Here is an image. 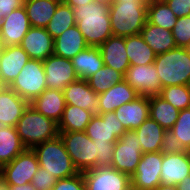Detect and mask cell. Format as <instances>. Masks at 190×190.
<instances>
[{"label": "cell", "instance_id": "obj_1", "mask_svg": "<svg viewBox=\"0 0 190 190\" xmlns=\"http://www.w3.org/2000/svg\"><path fill=\"white\" fill-rule=\"evenodd\" d=\"M76 26L81 31L88 46L99 47L113 36L109 5L96 0L73 8Z\"/></svg>", "mask_w": 190, "mask_h": 190}, {"label": "cell", "instance_id": "obj_2", "mask_svg": "<svg viewBox=\"0 0 190 190\" xmlns=\"http://www.w3.org/2000/svg\"><path fill=\"white\" fill-rule=\"evenodd\" d=\"M147 4L133 0L111 3L109 15L113 36L127 37L141 33L147 22Z\"/></svg>", "mask_w": 190, "mask_h": 190}, {"label": "cell", "instance_id": "obj_3", "mask_svg": "<svg viewBox=\"0 0 190 190\" xmlns=\"http://www.w3.org/2000/svg\"><path fill=\"white\" fill-rule=\"evenodd\" d=\"M16 131L27 149L59 135L58 123L36 111L30 104L15 126Z\"/></svg>", "mask_w": 190, "mask_h": 190}, {"label": "cell", "instance_id": "obj_4", "mask_svg": "<svg viewBox=\"0 0 190 190\" xmlns=\"http://www.w3.org/2000/svg\"><path fill=\"white\" fill-rule=\"evenodd\" d=\"M154 65L162 88L173 85H190V49L176 47L157 54Z\"/></svg>", "mask_w": 190, "mask_h": 190}, {"label": "cell", "instance_id": "obj_5", "mask_svg": "<svg viewBox=\"0 0 190 190\" xmlns=\"http://www.w3.org/2000/svg\"><path fill=\"white\" fill-rule=\"evenodd\" d=\"M32 150L37 157L39 166L45 168L46 172L58 179L68 178L80 173L73 164L59 135L36 145Z\"/></svg>", "mask_w": 190, "mask_h": 190}, {"label": "cell", "instance_id": "obj_6", "mask_svg": "<svg viewBox=\"0 0 190 190\" xmlns=\"http://www.w3.org/2000/svg\"><path fill=\"white\" fill-rule=\"evenodd\" d=\"M59 136L79 172L97 167V143L85 131L59 132Z\"/></svg>", "mask_w": 190, "mask_h": 190}, {"label": "cell", "instance_id": "obj_7", "mask_svg": "<svg viewBox=\"0 0 190 190\" xmlns=\"http://www.w3.org/2000/svg\"><path fill=\"white\" fill-rule=\"evenodd\" d=\"M141 157L142 148L137 133L134 130H127L115 142L111 167L131 178Z\"/></svg>", "mask_w": 190, "mask_h": 190}, {"label": "cell", "instance_id": "obj_8", "mask_svg": "<svg viewBox=\"0 0 190 190\" xmlns=\"http://www.w3.org/2000/svg\"><path fill=\"white\" fill-rule=\"evenodd\" d=\"M9 87L29 103L38 97L47 88L42 61L29 59Z\"/></svg>", "mask_w": 190, "mask_h": 190}, {"label": "cell", "instance_id": "obj_9", "mask_svg": "<svg viewBox=\"0 0 190 190\" xmlns=\"http://www.w3.org/2000/svg\"><path fill=\"white\" fill-rule=\"evenodd\" d=\"M86 190H128L131 178L111 166L95 167L82 172Z\"/></svg>", "mask_w": 190, "mask_h": 190}, {"label": "cell", "instance_id": "obj_10", "mask_svg": "<svg viewBox=\"0 0 190 190\" xmlns=\"http://www.w3.org/2000/svg\"><path fill=\"white\" fill-rule=\"evenodd\" d=\"M39 162L32 149H26L10 163L1 167L0 178L8 185L31 183Z\"/></svg>", "mask_w": 190, "mask_h": 190}, {"label": "cell", "instance_id": "obj_11", "mask_svg": "<svg viewBox=\"0 0 190 190\" xmlns=\"http://www.w3.org/2000/svg\"><path fill=\"white\" fill-rule=\"evenodd\" d=\"M124 80L136 90L139 96H156L161 94L162 86L153 64L130 65Z\"/></svg>", "mask_w": 190, "mask_h": 190}, {"label": "cell", "instance_id": "obj_12", "mask_svg": "<svg viewBox=\"0 0 190 190\" xmlns=\"http://www.w3.org/2000/svg\"><path fill=\"white\" fill-rule=\"evenodd\" d=\"M162 153H142L140 162L131 177V186L137 190H154L161 184Z\"/></svg>", "mask_w": 190, "mask_h": 190}, {"label": "cell", "instance_id": "obj_13", "mask_svg": "<svg viewBox=\"0 0 190 190\" xmlns=\"http://www.w3.org/2000/svg\"><path fill=\"white\" fill-rule=\"evenodd\" d=\"M127 130L114 112L94 115L86 127L85 133L93 142L115 143Z\"/></svg>", "mask_w": 190, "mask_h": 190}, {"label": "cell", "instance_id": "obj_14", "mask_svg": "<svg viewBox=\"0 0 190 190\" xmlns=\"http://www.w3.org/2000/svg\"><path fill=\"white\" fill-rule=\"evenodd\" d=\"M48 89L62 91L68 84L78 80L71 59L50 55L42 61Z\"/></svg>", "mask_w": 190, "mask_h": 190}, {"label": "cell", "instance_id": "obj_15", "mask_svg": "<svg viewBox=\"0 0 190 190\" xmlns=\"http://www.w3.org/2000/svg\"><path fill=\"white\" fill-rule=\"evenodd\" d=\"M30 28L31 24L24 6L15 9L3 19L0 30L3 46L20 45Z\"/></svg>", "mask_w": 190, "mask_h": 190}, {"label": "cell", "instance_id": "obj_16", "mask_svg": "<svg viewBox=\"0 0 190 190\" xmlns=\"http://www.w3.org/2000/svg\"><path fill=\"white\" fill-rule=\"evenodd\" d=\"M20 46L30 59L44 61L54 53V39L46 28L31 27L22 39Z\"/></svg>", "mask_w": 190, "mask_h": 190}, {"label": "cell", "instance_id": "obj_17", "mask_svg": "<svg viewBox=\"0 0 190 190\" xmlns=\"http://www.w3.org/2000/svg\"><path fill=\"white\" fill-rule=\"evenodd\" d=\"M190 152L162 154L161 184L174 185L190 175Z\"/></svg>", "mask_w": 190, "mask_h": 190}, {"label": "cell", "instance_id": "obj_18", "mask_svg": "<svg viewBox=\"0 0 190 190\" xmlns=\"http://www.w3.org/2000/svg\"><path fill=\"white\" fill-rule=\"evenodd\" d=\"M62 91L66 104L78 106L98 115L99 94L89 86L87 80L78 79L68 84Z\"/></svg>", "mask_w": 190, "mask_h": 190}, {"label": "cell", "instance_id": "obj_19", "mask_svg": "<svg viewBox=\"0 0 190 190\" xmlns=\"http://www.w3.org/2000/svg\"><path fill=\"white\" fill-rule=\"evenodd\" d=\"M29 59L28 54L20 45L3 47L0 54V76L8 87Z\"/></svg>", "mask_w": 190, "mask_h": 190}, {"label": "cell", "instance_id": "obj_20", "mask_svg": "<svg viewBox=\"0 0 190 190\" xmlns=\"http://www.w3.org/2000/svg\"><path fill=\"white\" fill-rule=\"evenodd\" d=\"M139 95L125 80L112 85L99 94L98 114L114 112L124 103L134 101Z\"/></svg>", "mask_w": 190, "mask_h": 190}, {"label": "cell", "instance_id": "obj_21", "mask_svg": "<svg viewBox=\"0 0 190 190\" xmlns=\"http://www.w3.org/2000/svg\"><path fill=\"white\" fill-rule=\"evenodd\" d=\"M29 102L10 87L0 92V128L15 127Z\"/></svg>", "mask_w": 190, "mask_h": 190}, {"label": "cell", "instance_id": "obj_22", "mask_svg": "<svg viewBox=\"0 0 190 190\" xmlns=\"http://www.w3.org/2000/svg\"><path fill=\"white\" fill-rule=\"evenodd\" d=\"M114 113L126 130H136L149 117V97L139 96L124 103Z\"/></svg>", "mask_w": 190, "mask_h": 190}, {"label": "cell", "instance_id": "obj_23", "mask_svg": "<svg viewBox=\"0 0 190 190\" xmlns=\"http://www.w3.org/2000/svg\"><path fill=\"white\" fill-rule=\"evenodd\" d=\"M104 65L125 75L130 66L128 60L125 37L111 36L99 46Z\"/></svg>", "mask_w": 190, "mask_h": 190}, {"label": "cell", "instance_id": "obj_24", "mask_svg": "<svg viewBox=\"0 0 190 190\" xmlns=\"http://www.w3.org/2000/svg\"><path fill=\"white\" fill-rule=\"evenodd\" d=\"M36 111L58 123L66 106L63 91L46 88L29 103Z\"/></svg>", "mask_w": 190, "mask_h": 190}, {"label": "cell", "instance_id": "obj_25", "mask_svg": "<svg viewBox=\"0 0 190 190\" xmlns=\"http://www.w3.org/2000/svg\"><path fill=\"white\" fill-rule=\"evenodd\" d=\"M88 47L84 36L76 25L66 29L54 39V55L72 59Z\"/></svg>", "mask_w": 190, "mask_h": 190}, {"label": "cell", "instance_id": "obj_26", "mask_svg": "<svg viewBox=\"0 0 190 190\" xmlns=\"http://www.w3.org/2000/svg\"><path fill=\"white\" fill-rule=\"evenodd\" d=\"M79 79L87 80L104 66L99 47L88 46L71 59Z\"/></svg>", "mask_w": 190, "mask_h": 190}, {"label": "cell", "instance_id": "obj_27", "mask_svg": "<svg viewBox=\"0 0 190 190\" xmlns=\"http://www.w3.org/2000/svg\"><path fill=\"white\" fill-rule=\"evenodd\" d=\"M140 34L156 54L165 53L177 47L172 32L163 27L146 22Z\"/></svg>", "mask_w": 190, "mask_h": 190}, {"label": "cell", "instance_id": "obj_28", "mask_svg": "<svg viewBox=\"0 0 190 190\" xmlns=\"http://www.w3.org/2000/svg\"><path fill=\"white\" fill-rule=\"evenodd\" d=\"M141 144L142 153L160 152L161 141L165 129L152 118L148 117L136 130Z\"/></svg>", "mask_w": 190, "mask_h": 190}, {"label": "cell", "instance_id": "obj_29", "mask_svg": "<svg viewBox=\"0 0 190 190\" xmlns=\"http://www.w3.org/2000/svg\"><path fill=\"white\" fill-rule=\"evenodd\" d=\"M58 4L55 0H24L23 6L31 27L46 28Z\"/></svg>", "mask_w": 190, "mask_h": 190}, {"label": "cell", "instance_id": "obj_30", "mask_svg": "<svg viewBox=\"0 0 190 190\" xmlns=\"http://www.w3.org/2000/svg\"><path fill=\"white\" fill-rule=\"evenodd\" d=\"M26 149L15 127L0 128V167L10 163Z\"/></svg>", "mask_w": 190, "mask_h": 190}, {"label": "cell", "instance_id": "obj_31", "mask_svg": "<svg viewBox=\"0 0 190 190\" xmlns=\"http://www.w3.org/2000/svg\"><path fill=\"white\" fill-rule=\"evenodd\" d=\"M180 110L163 99L160 95L149 97V117L165 130L171 129L179 116Z\"/></svg>", "mask_w": 190, "mask_h": 190}, {"label": "cell", "instance_id": "obj_32", "mask_svg": "<svg viewBox=\"0 0 190 190\" xmlns=\"http://www.w3.org/2000/svg\"><path fill=\"white\" fill-rule=\"evenodd\" d=\"M94 116L88 110L78 106L66 104L61 120L58 122L59 132L85 131Z\"/></svg>", "mask_w": 190, "mask_h": 190}, {"label": "cell", "instance_id": "obj_33", "mask_svg": "<svg viewBox=\"0 0 190 190\" xmlns=\"http://www.w3.org/2000/svg\"><path fill=\"white\" fill-rule=\"evenodd\" d=\"M125 47L130 65L154 63L157 54L146 44L140 33L125 37Z\"/></svg>", "mask_w": 190, "mask_h": 190}, {"label": "cell", "instance_id": "obj_34", "mask_svg": "<svg viewBox=\"0 0 190 190\" xmlns=\"http://www.w3.org/2000/svg\"><path fill=\"white\" fill-rule=\"evenodd\" d=\"M76 25L73 8L67 3L58 4L55 14L49 21L46 30L53 39L62 34L66 29Z\"/></svg>", "mask_w": 190, "mask_h": 190}, {"label": "cell", "instance_id": "obj_35", "mask_svg": "<svg viewBox=\"0 0 190 190\" xmlns=\"http://www.w3.org/2000/svg\"><path fill=\"white\" fill-rule=\"evenodd\" d=\"M178 17L165 2L147 4V22L171 31Z\"/></svg>", "mask_w": 190, "mask_h": 190}, {"label": "cell", "instance_id": "obj_36", "mask_svg": "<svg viewBox=\"0 0 190 190\" xmlns=\"http://www.w3.org/2000/svg\"><path fill=\"white\" fill-rule=\"evenodd\" d=\"M124 80V75L115 69L104 65L87 79L89 86L97 93H103L112 85Z\"/></svg>", "mask_w": 190, "mask_h": 190}, {"label": "cell", "instance_id": "obj_37", "mask_svg": "<svg viewBox=\"0 0 190 190\" xmlns=\"http://www.w3.org/2000/svg\"><path fill=\"white\" fill-rule=\"evenodd\" d=\"M160 96L178 110L190 108V85L166 86Z\"/></svg>", "mask_w": 190, "mask_h": 190}, {"label": "cell", "instance_id": "obj_38", "mask_svg": "<svg viewBox=\"0 0 190 190\" xmlns=\"http://www.w3.org/2000/svg\"><path fill=\"white\" fill-rule=\"evenodd\" d=\"M171 131L190 151V108L180 110L177 121Z\"/></svg>", "mask_w": 190, "mask_h": 190}, {"label": "cell", "instance_id": "obj_39", "mask_svg": "<svg viewBox=\"0 0 190 190\" xmlns=\"http://www.w3.org/2000/svg\"><path fill=\"white\" fill-rule=\"evenodd\" d=\"M177 47H190V16L178 17L171 30Z\"/></svg>", "mask_w": 190, "mask_h": 190}, {"label": "cell", "instance_id": "obj_40", "mask_svg": "<svg viewBox=\"0 0 190 190\" xmlns=\"http://www.w3.org/2000/svg\"><path fill=\"white\" fill-rule=\"evenodd\" d=\"M160 152L162 154H178L181 152H190L182 142L173 134L171 129L165 130L164 137L161 141Z\"/></svg>", "mask_w": 190, "mask_h": 190}, {"label": "cell", "instance_id": "obj_41", "mask_svg": "<svg viewBox=\"0 0 190 190\" xmlns=\"http://www.w3.org/2000/svg\"><path fill=\"white\" fill-rule=\"evenodd\" d=\"M57 181L58 178L56 176H52L46 172L45 168L39 166L31 180V183L36 190H51Z\"/></svg>", "mask_w": 190, "mask_h": 190}, {"label": "cell", "instance_id": "obj_42", "mask_svg": "<svg viewBox=\"0 0 190 190\" xmlns=\"http://www.w3.org/2000/svg\"><path fill=\"white\" fill-rule=\"evenodd\" d=\"M51 190H86L82 172L68 178L58 179Z\"/></svg>", "mask_w": 190, "mask_h": 190}, {"label": "cell", "instance_id": "obj_43", "mask_svg": "<svg viewBox=\"0 0 190 190\" xmlns=\"http://www.w3.org/2000/svg\"><path fill=\"white\" fill-rule=\"evenodd\" d=\"M97 143V167L111 166L115 143Z\"/></svg>", "mask_w": 190, "mask_h": 190}, {"label": "cell", "instance_id": "obj_44", "mask_svg": "<svg viewBox=\"0 0 190 190\" xmlns=\"http://www.w3.org/2000/svg\"><path fill=\"white\" fill-rule=\"evenodd\" d=\"M165 3L177 17L190 16V0H167Z\"/></svg>", "mask_w": 190, "mask_h": 190}, {"label": "cell", "instance_id": "obj_45", "mask_svg": "<svg viewBox=\"0 0 190 190\" xmlns=\"http://www.w3.org/2000/svg\"><path fill=\"white\" fill-rule=\"evenodd\" d=\"M24 0H0V30L3 19L15 9L23 6Z\"/></svg>", "mask_w": 190, "mask_h": 190}, {"label": "cell", "instance_id": "obj_46", "mask_svg": "<svg viewBox=\"0 0 190 190\" xmlns=\"http://www.w3.org/2000/svg\"><path fill=\"white\" fill-rule=\"evenodd\" d=\"M9 190H36L32 183H25L22 185H8Z\"/></svg>", "mask_w": 190, "mask_h": 190}, {"label": "cell", "instance_id": "obj_47", "mask_svg": "<svg viewBox=\"0 0 190 190\" xmlns=\"http://www.w3.org/2000/svg\"><path fill=\"white\" fill-rule=\"evenodd\" d=\"M176 186L178 190H190V175L185 177L182 182Z\"/></svg>", "mask_w": 190, "mask_h": 190}, {"label": "cell", "instance_id": "obj_48", "mask_svg": "<svg viewBox=\"0 0 190 190\" xmlns=\"http://www.w3.org/2000/svg\"><path fill=\"white\" fill-rule=\"evenodd\" d=\"M94 0H69L67 2V4L69 6H71L72 8H76L77 6H80V5H86V4H89L90 2H92Z\"/></svg>", "mask_w": 190, "mask_h": 190}, {"label": "cell", "instance_id": "obj_49", "mask_svg": "<svg viewBox=\"0 0 190 190\" xmlns=\"http://www.w3.org/2000/svg\"><path fill=\"white\" fill-rule=\"evenodd\" d=\"M154 190H178V189H177V186H174V185H163V184H160Z\"/></svg>", "mask_w": 190, "mask_h": 190}, {"label": "cell", "instance_id": "obj_50", "mask_svg": "<svg viewBox=\"0 0 190 190\" xmlns=\"http://www.w3.org/2000/svg\"><path fill=\"white\" fill-rule=\"evenodd\" d=\"M0 190H9L8 184L5 183L1 178H0Z\"/></svg>", "mask_w": 190, "mask_h": 190}, {"label": "cell", "instance_id": "obj_51", "mask_svg": "<svg viewBox=\"0 0 190 190\" xmlns=\"http://www.w3.org/2000/svg\"><path fill=\"white\" fill-rule=\"evenodd\" d=\"M7 87L8 86L5 84V82L3 81L2 77L0 76V92H2Z\"/></svg>", "mask_w": 190, "mask_h": 190}, {"label": "cell", "instance_id": "obj_52", "mask_svg": "<svg viewBox=\"0 0 190 190\" xmlns=\"http://www.w3.org/2000/svg\"><path fill=\"white\" fill-rule=\"evenodd\" d=\"M125 1H127V0H113V2H125ZM133 1H140L142 3H148V0H133Z\"/></svg>", "mask_w": 190, "mask_h": 190}, {"label": "cell", "instance_id": "obj_53", "mask_svg": "<svg viewBox=\"0 0 190 190\" xmlns=\"http://www.w3.org/2000/svg\"><path fill=\"white\" fill-rule=\"evenodd\" d=\"M96 1L104 3L106 5H110L111 3H113V0H96Z\"/></svg>", "mask_w": 190, "mask_h": 190}, {"label": "cell", "instance_id": "obj_54", "mask_svg": "<svg viewBox=\"0 0 190 190\" xmlns=\"http://www.w3.org/2000/svg\"><path fill=\"white\" fill-rule=\"evenodd\" d=\"M167 0H148V3L166 2Z\"/></svg>", "mask_w": 190, "mask_h": 190}, {"label": "cell", "instance_id": "obj_55", "mask_svg": "<svg viewBox=\"0 0 190 190\" xmlns=\"http://www.w3.org/2000/svg\"><path fill=\"white\" fill-rule=\"evenodd\" d=\"M57 3L62 4V3H67L69 0H55Z\"/></svg>", "mask_w": 190, "mask_h": 190}, {"label": "cell", "instance_id": "obj_56", "mask_svg": "<svg viewBox=\"0 0 190 190\" xmlns=\"http://www.w3.org/2000/svg\"><path fill=\"white\" fill-rule=\"evenodd\" d=\"M3 43H2V40H1V37H0V54H1V51H2V49H3Z\"/></svg>", "mask_w": 190, "mask_h": 190}, {"label": "cell", "instance_id": "obj_57", "mask_svg": "<svg viewBox=\"0 0 190 190\" xmlns=\"http://www.w3.org/2000/svg\"><path fill=\"white\" fill-rule=\"evenodd\" d=\"M128 190H137V189H135L132 186H130Z\"/></svg>", "mask_w": 190, "mask_h": 190}]
</instances>
